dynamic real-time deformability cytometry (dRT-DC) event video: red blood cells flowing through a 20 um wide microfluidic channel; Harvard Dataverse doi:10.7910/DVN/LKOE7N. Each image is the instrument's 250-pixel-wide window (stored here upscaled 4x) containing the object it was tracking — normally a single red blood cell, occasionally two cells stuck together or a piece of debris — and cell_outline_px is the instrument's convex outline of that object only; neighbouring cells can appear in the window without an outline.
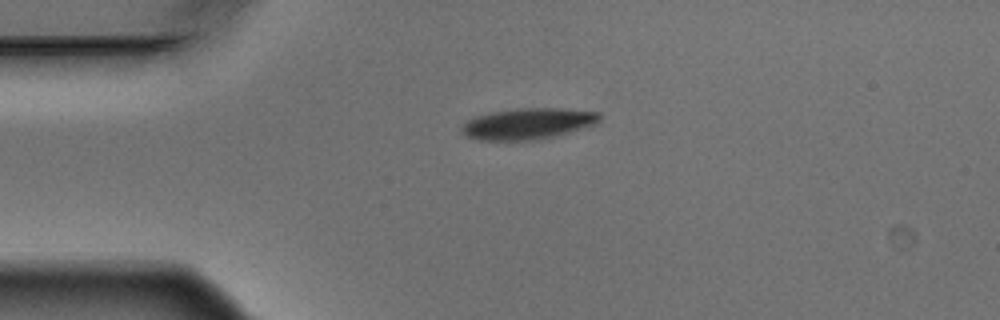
{"species": "Egyptian fruit bat (a non-hibernating species)", "species_latin": "Rousettus aegyptiacus", "temperature_condition": "warm", "stored_images_in_passage": 1, "camera_frame_rate_fps": 3000, "um_per_image_px": 0.085, "animal": {"sex": "male"}, "frame": {"image": 1, "passage_image": 1, "time_ms": 0.0, "image_size_px": [1000, 320], "cell_outline_px": [[600, 120], [596, 124], [556, 136], [536, 140], [480, 140], [468, 136], [460, 132], [460, 128], [468, 120], [476, 116], [492, 112], [516, 108], [560, 108], [600, 112]], "centroid_in_image_um": [44.89, 10.51], "position_along_channel_um": 40.1, "area_um2": 25.03}}